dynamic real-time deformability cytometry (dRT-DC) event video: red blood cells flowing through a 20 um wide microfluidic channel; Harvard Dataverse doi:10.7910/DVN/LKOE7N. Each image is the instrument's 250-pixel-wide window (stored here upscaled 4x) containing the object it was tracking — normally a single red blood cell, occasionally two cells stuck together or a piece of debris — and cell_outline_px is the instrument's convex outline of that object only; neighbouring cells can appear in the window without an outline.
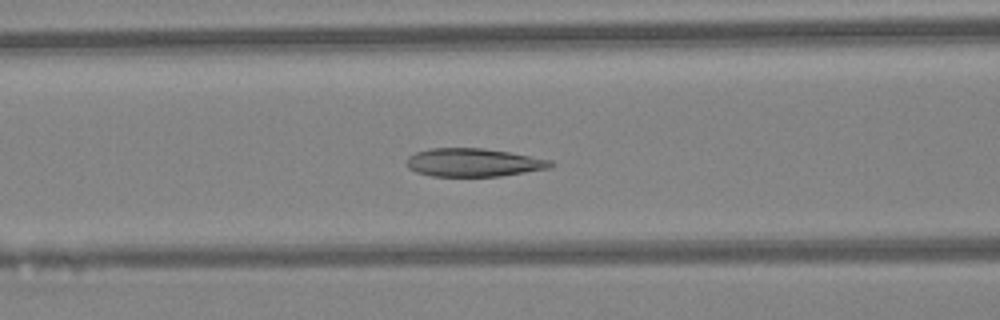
{"species": "Egyptian fruit bat (a non-hibernating species)", "species_latin": "Rousettus aegyptiacus", "temperature_condition": "warm", "stored_images_in_passage": 45, "camera_frame_rate_fps": 3000, "um_per_image_px": 0.085, "animal": {"sex": "female"}, "frame": {"image": 1, "passage_image": 19, "time_ms": 6.0, "image_size_px": [1000, 320], "cell_outline_px": [[556, 164], [548, 168], [500, 176], [432, 176], [416, 172], [408, 168], [408, 156], [416, 152], [428, 148], [484, 148], [508, 152], [552, 160]], "centroid_in_image_um": [40.24, 13.81], "position_along_channel_um": 126.4, "area_um2": 23.58}}
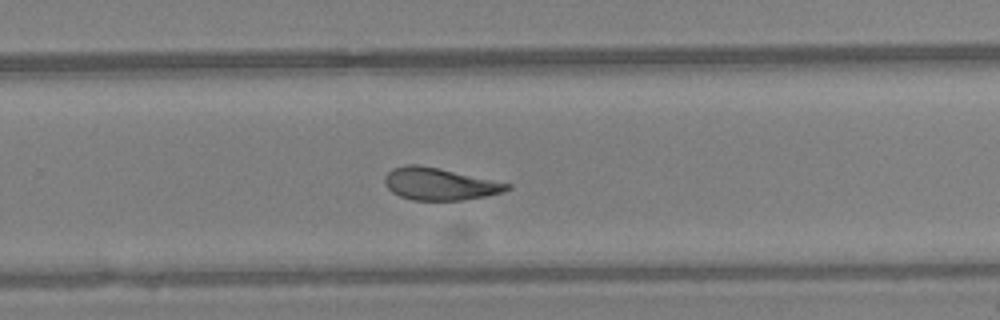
{"frame": {"image": 2, "passage_image": 30, "time_ms": 9.667, "image_size_px": [1000, 320], "cell_outline_px": [[512, 188], [504, 192], [464, 200], [412, 200], [400, 196], [392, 192], [384, 184], [384, 176], [392, 168], [404, 164], [416, 164], [436, 168], [512, 184]], "centroid_in_image_um": [37.33, 15.64], "position_along_channel_um": 292.5, "area_um2": 22.83}}
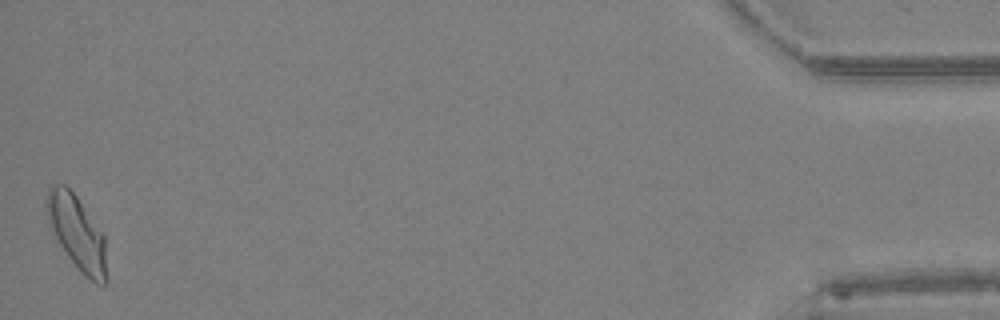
{"frame": {"image": 3, "passage_image": 45, "time_ms": 14.667, "image_size_px": [1000, 320], "cell_outline_px": [[108, 284], [96, 284], [84, 276], [80, 272], [68, 256], [60, 244], [48, 220], [44, 208], [44, 200], [48, 188], [52, 184], [64, 184], [76, 196], [104, 236], [108, 280]], "centroid_in_image_um": [6.54, 19.8], "position_along_channel_um": 428.7, "area_um2": 25.89}, "authors_computed_cell_mechanics": {"area_um2": 24.4494, "velocity_mm_per_s": 4.5429, "shape_relaxation_time_tau1_ms": 6.6713, "shape_relaxation_time_tau2_ms": 1.7372, "deformation_change_tau1": 0.1751, "deformation_change_tau2": 0.0791}}